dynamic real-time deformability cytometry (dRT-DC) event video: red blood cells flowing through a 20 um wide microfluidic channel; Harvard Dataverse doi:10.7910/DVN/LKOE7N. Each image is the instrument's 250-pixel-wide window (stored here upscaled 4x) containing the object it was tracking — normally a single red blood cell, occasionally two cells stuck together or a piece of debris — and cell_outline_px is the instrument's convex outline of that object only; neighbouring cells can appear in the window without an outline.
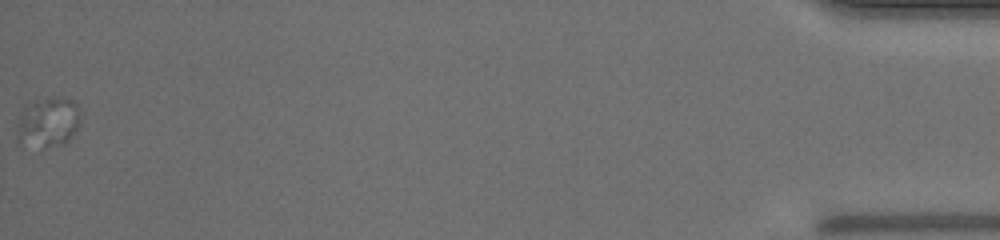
{"species": "human", "species_latin": "Homo sapiens", "temperature_condition": "warm", "stored_images_in_passage": 35, "camera_frame_rate_fps": 3000, "um_per_image_px": 0.085, "donor": {"sex": "male"}, "frame": {"image": 1, "passage_image": 35, "time_ms": 11.333, "image_size_px": [1000, 240], "cell_outline_px": [[80, 124], [68, 140], [64, 144], [44, 148], [20, 144], [16, 136], [16, 132], [20, 116], [24, 108], [28, 104], [36, 100], [52, 96], [56, 96], [72, 100], [80, 108]], "centroid_in_image_um": [4.09, 10.39], "position_along_channel_um": 431.1, "area_um2": 18.79}}